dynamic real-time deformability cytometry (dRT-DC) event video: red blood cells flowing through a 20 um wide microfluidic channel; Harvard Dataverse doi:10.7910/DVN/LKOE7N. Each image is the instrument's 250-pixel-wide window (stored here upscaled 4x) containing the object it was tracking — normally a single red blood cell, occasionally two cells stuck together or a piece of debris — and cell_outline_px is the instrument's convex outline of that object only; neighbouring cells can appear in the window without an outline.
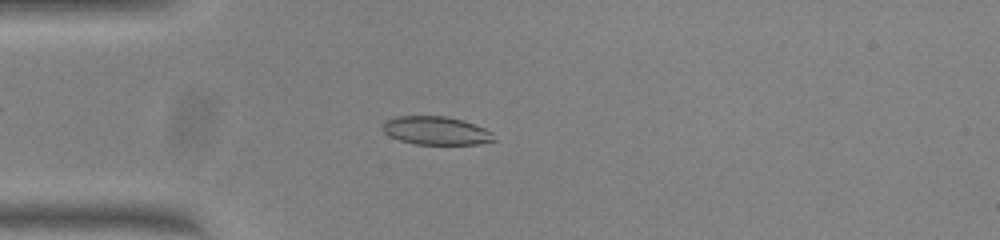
{"species": "common noctule bat (a hibernating species)", "species_latin": "Nyctalus noctula", "temperature_condition": "warm", "stored_images_in_passage": 50, "camera_frame_rate_fps": 3000, "um_per_image_px": 0.085, "animal": {"sex": "female", "body_mass_g": 23.0, "forearm_length_mm": 53.4}, "frame": {"image": 1, "passage_image": 13, "time_ms": 4.0, "image_size_px": [1000, 240], "cell_outline_px": [[496, 140], [480, 144], [416, 144], [400, 140], [384, 132], [384, 120], [396, 116], [444, 116], [464, 120], [484, 128], [492, 132]], "centroid_in_image_um": [37.09, 11.1], "position_along_channel_um": 47.9, "area_um2": 18.26}}
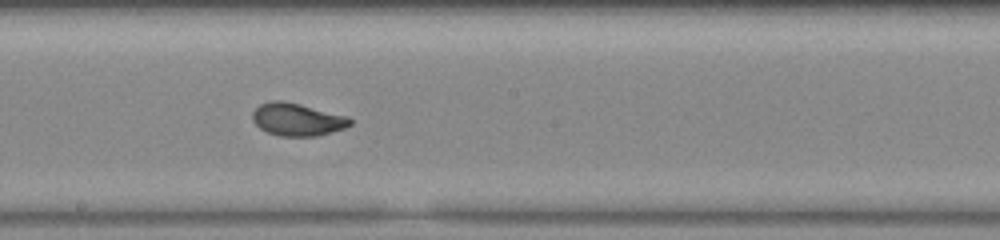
{"frame": {"image": 2, "passage_image": 27, "time_ms": 8.667, "image_size_px": [1000, 240], "cell_outline_px": [[352, 124], [344, 128], [316, 136], [280, 136], [268, 132], [260, 128], [252, 120], [252, 112], [260, 104], [268, 100], [284, 100], [348, 116], [352, 120]], "centroid_in_image_um": [25.25, 10.14], "position_along_channel_um": 223.0, "area_um2": 18.61}}
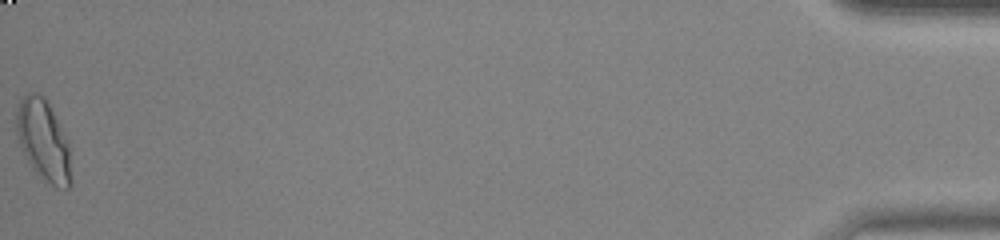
{"frame": {"image": 3, "passage_image": 50, "time_ms": 16.333, "image_size_px": [1000, 240], "cell_outline_px": [[72, 184], [68, 188], [56, 188], [40, 176], [32, 168], [20, 144], [16, 132], [16, 116], [20, 100], [28, 92], [36, 92], [44, 96], [68, 144], [72, 180]], "centroid_in_image_um": [3.69, 11.96], "position_along_channel_um": 431.5, "area_um2": 25.26}, "authors_computed_cell_mechanics": {"area_um2": 18.6116, "velocity_mm_per_s": 4.0508, "shape_relaxation_time_tau1_ms": 5.5023, "shape_relaxation_time_tau2_ms": null, "deformation_change_tau1": 0.2015, "deformation_change_tau2": null}}